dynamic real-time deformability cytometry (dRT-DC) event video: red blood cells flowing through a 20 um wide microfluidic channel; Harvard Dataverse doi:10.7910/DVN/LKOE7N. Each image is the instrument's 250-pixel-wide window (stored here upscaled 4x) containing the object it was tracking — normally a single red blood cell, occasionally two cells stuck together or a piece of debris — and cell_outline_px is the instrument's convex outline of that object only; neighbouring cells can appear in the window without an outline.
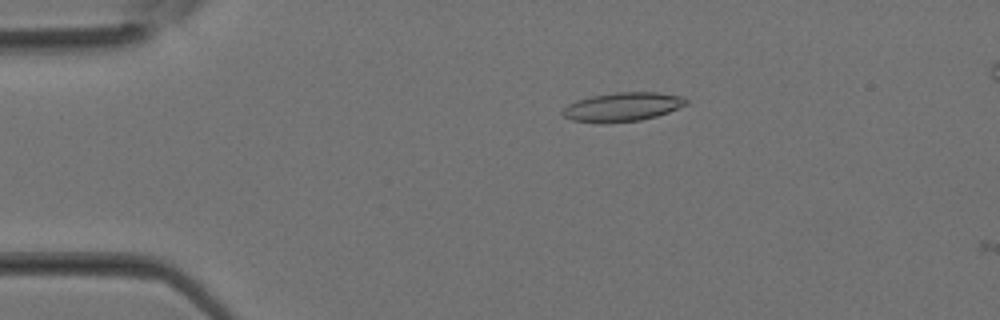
{"species": "Egyptian fruit bat (a non-hibernating species)", "species_latin": "Rousettus aegyptiacus", "temperature_condition": "room temperature", "stored_images_in_passage": 8, "camera_frame_rate_fps": 3000, "um_per_image_px": 0.085, "animal": {"sex": "female"}, "frame": {"image": 1, "passage_image": 7, "time_ms": 2.0, "image_size_px": [1000, 320], "cell_outline_px": [[688, 104], [668, 112], [656, 116], [640, 120], [604, 124], [572, 120], [564, 116], [560, 112], [568, 104], [576, 100], [592, 96], [616, 92], [656, 92], [684, 96], [688, 100]], "centroid_in_image_um": [52.91, 9.09], "position_along_channel_um": 32.1, "area_um2": 20.98}}